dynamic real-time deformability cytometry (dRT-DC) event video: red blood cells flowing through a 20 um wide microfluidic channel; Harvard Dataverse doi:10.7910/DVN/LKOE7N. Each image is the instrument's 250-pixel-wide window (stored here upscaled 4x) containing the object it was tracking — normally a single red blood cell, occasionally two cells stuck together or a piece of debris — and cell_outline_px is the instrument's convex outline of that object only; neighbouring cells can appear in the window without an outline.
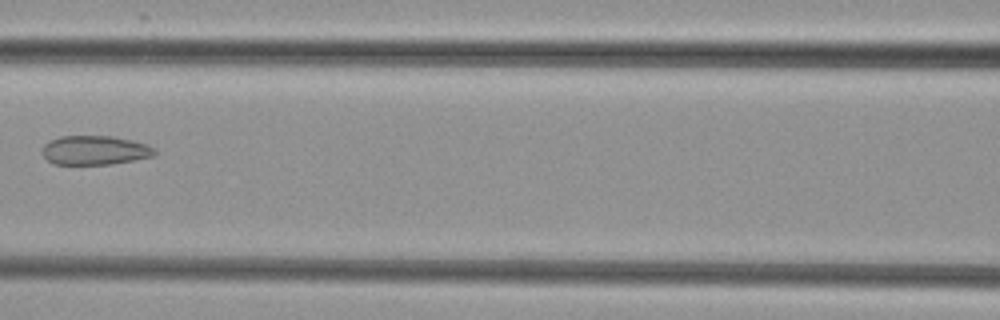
{"species": "common noctule bat (a hibernating species)", "species_latin": "Nyctalus noctula", "temperature_condition": "cold", "stored_images_in_passage": 8, "camera_frame_rate_fps": 3000, "um_per_image_px": 0.085, "animal": {"sex": "female", "body_mass_g": 29.2, "forearm_length_mm": 56.3}, "frame": {"image": 1, "passage_image": 7, "time_ms": 8.0, "image_size_px": [1000, 320], "cell_outline_px": [[156, 152], [152, 156], [112, 164], [52, 164], [40, 152], [40, 148], [44, 144], [60, 136], [112, 136], [132, 140], [148, 144], [156, 148]], "centroid_in_image_um": [8.04, 12.76], "position_along_channel_um": 158.6, "area_um2": 19.19}}
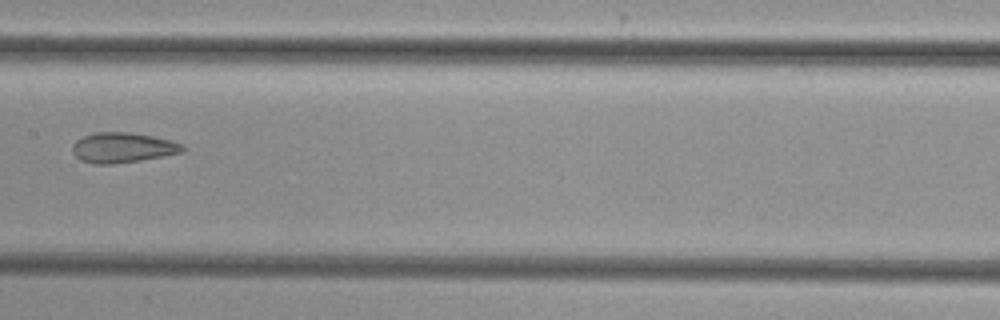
{"frame": {"image": 2, "passage_image": 8, "time_ms": 9.0, "image_size_px": [1000, 320], "cell_outline_px": [[184, 152], [140, 160], [112, 164], [96, 164], [80, 160], [72, 152], [72, 144], [76, 140], [84, 136], [96, 132], [128, 132], [152, 136], [172, 140], [180, 144], [184, 148]], "centroid_in_image_um": [10.4, 12.54], "position_along_channel_um": 197.0, "area_um2": 19.25}}